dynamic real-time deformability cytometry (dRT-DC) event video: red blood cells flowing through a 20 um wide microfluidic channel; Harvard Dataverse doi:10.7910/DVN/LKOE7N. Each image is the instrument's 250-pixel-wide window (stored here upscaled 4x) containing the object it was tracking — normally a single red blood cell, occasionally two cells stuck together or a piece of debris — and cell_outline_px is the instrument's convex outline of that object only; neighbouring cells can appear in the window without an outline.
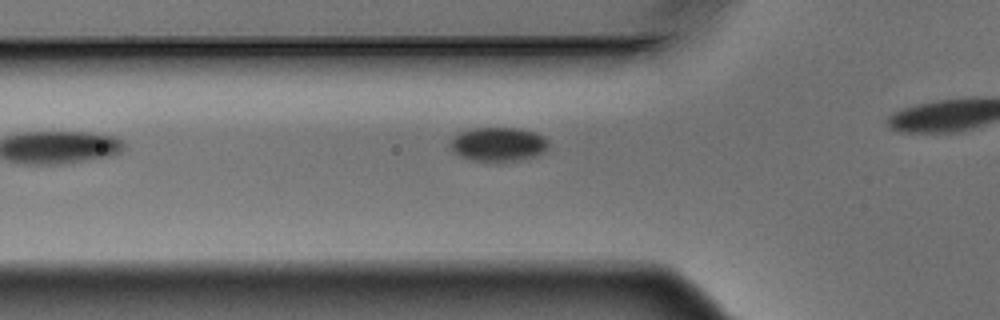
{"species": "Egyptian fruit bat (a non-hibernating species)", "species_latin": "Rousettus aegyptiacus", "temperature_condition": "warm", "stored_images_in_passage": 4, "camera_frame_rate_fps": 3000, "um_per_image_px": 0.085, "animal": {"sex": "male"}, "frame": {"image": 1, "passage_image": 4, "time_ms": 1.0, "image_size_px": [1000, 320], "cell_outline_px": [[548, 148], [544, 152], [536, 156], [516, 160], [472, 160], [460, 156], [452, 152], [448, 144], [460, 132], [472, 128], [520, 128], [536, 132], [544, 136], [548, 140]], "centroid_in_image_um": [42.37, 12.24], "position_along_channel_um": 83.4, "area_um2": 19.42}}